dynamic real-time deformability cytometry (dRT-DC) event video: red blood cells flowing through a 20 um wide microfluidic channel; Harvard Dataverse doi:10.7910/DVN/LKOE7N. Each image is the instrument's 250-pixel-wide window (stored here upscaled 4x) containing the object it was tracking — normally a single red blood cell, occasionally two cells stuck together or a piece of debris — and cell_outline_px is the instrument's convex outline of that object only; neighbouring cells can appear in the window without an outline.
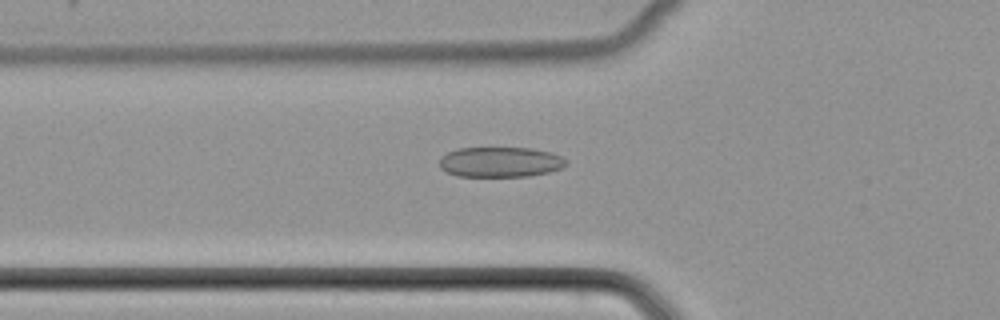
{"species": "common noctule bat (a hibernating species)", "species_latin": "Nyctalus noctula", "temperature_condition": "cold", "stored_images_in_passage": 39, "camera_frame_rate_fps": 3000, "um_per_image_px": 0.085, "animal": {"sex": "female", "body_mass_g": 22.7, "forearm_length_mm": 54.2}, "frame": {"image": 1, "passage_image": 6, "time_ms": 1.667, "image_size_px": [1000, 320], "cell_outline_px": [[568, 164], [564, 168], [548, 172], [528, 176], [456, 176], [440, 168], [440, 156], [456, 148], [532, 148], [552, 152], [568, 160]], "centroid_in_image_um": [42.55, 13.77], "position_along_channel_um": 83.2, "area_um2": 22.48}}
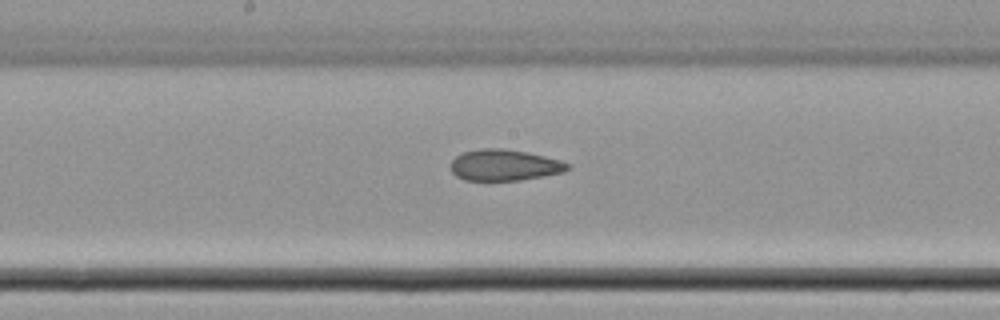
{"frame": {"image": 2, "passage_image": 15, "time_ms": 4.667, "image_size_px": [1000, 320], "cell_outline_px": [[572, 168], [564, 172], [544, 176], [520, 180], [464, 180], [456, 176], [452, 172], [452, 160], [456, 156], [464, 152], [484, 148], [504, 148], [528, 152], [560, 160], [568, 164]], "centroid_in_image_um": [42.9, 14.03], "position_along_channel_um": 205.3, "area_um2": 21.21}}
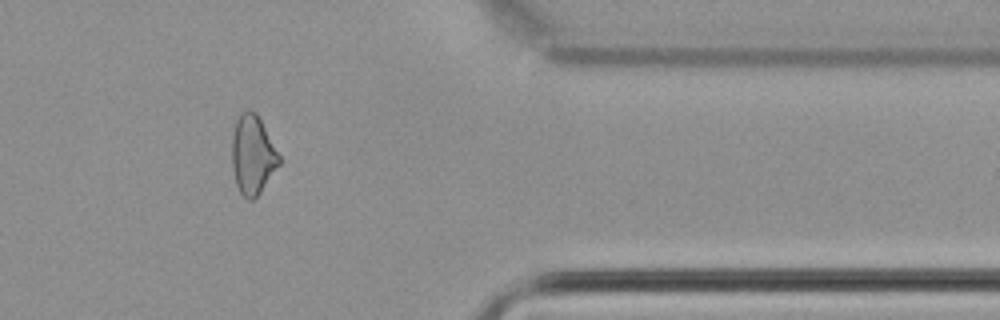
{"frame": {"image": 3, "passage_image": 30, "time_ms": 9.667, "image_size_px": [1000, 320], "cell_outline_px": [[280, 164], [260, 192], [252, 200], [248, 200], [240, 192], [236, 184], [232, 168], [232, 136], [236, 120], [240, 112], [248, 108], [256, 112], [280, 156]], "centroid_in_image_um": [21.46, 13.14], "position_along_channel_um": 389.9, "area_um2": 21.68}}